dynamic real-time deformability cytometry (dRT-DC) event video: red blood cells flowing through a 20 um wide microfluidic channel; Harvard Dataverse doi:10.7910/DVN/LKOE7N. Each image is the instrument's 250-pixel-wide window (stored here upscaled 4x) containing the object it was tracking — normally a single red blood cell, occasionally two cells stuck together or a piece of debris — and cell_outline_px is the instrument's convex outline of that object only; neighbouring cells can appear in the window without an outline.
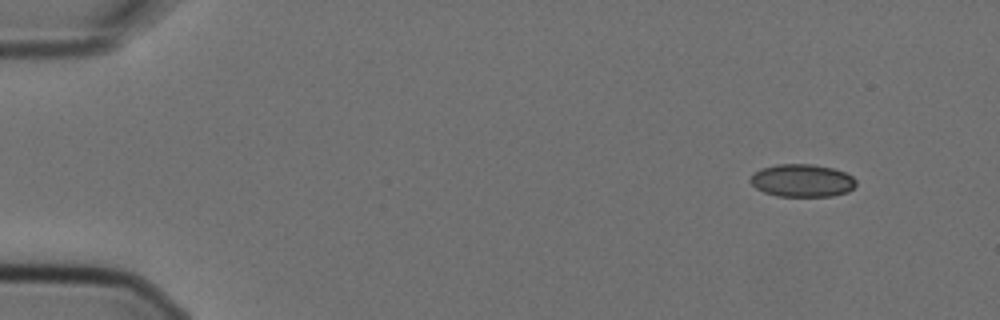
{"species": "Egyptian fruit bat (a non-hibernating species)", "species_latin": "Rousettus aegyptiacus", "temperature_condition": "cold", "stored_images_in_passage": 5, "camera_frame_rate_fps": 3000, "um_per_image_px": 0.085, "animal": {"sex": "female"}, "frame": {"image": 1, "passage_image": 1, "time_ms": 0.0, "image_size_px": [1000, 320], "cell_outline_px": [[856, 184], [848, 192], [832, 196], [776, 196], [764, 192], [756, 188], [748, 180], [752, 172], [760, 168], [776, 164], [812, 164], [832, 168], [844, 172], [852, 176], [856, 180]], "centroid_in_image_um": [68.14, 15.34], "position_along_channel_um": 16.9, "area_um2": 20.35}}
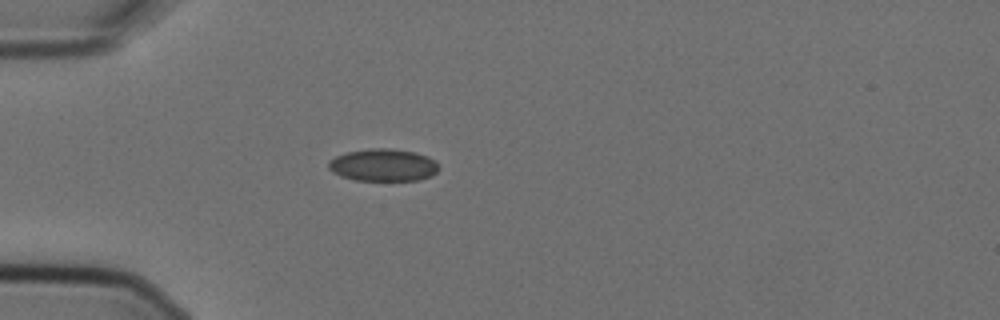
{"frame": {"image": 2, "passage_image": 4, "time_ms": 1.0, "image_size_px": [1000, 320], "cell_outline_px": [[440, 168], [432, 176], [420, 180], [356, 180], [340, 176], [332, 172], [328, 168], [328, 160], [336, 156], [348, 152], [372, 148], [392, 148], [416, 152], [428, 156]], "centroid_in_image_um": [32.56, 14.03], "position_along_channel_um": 52.4, "area_um2": 20.87}}